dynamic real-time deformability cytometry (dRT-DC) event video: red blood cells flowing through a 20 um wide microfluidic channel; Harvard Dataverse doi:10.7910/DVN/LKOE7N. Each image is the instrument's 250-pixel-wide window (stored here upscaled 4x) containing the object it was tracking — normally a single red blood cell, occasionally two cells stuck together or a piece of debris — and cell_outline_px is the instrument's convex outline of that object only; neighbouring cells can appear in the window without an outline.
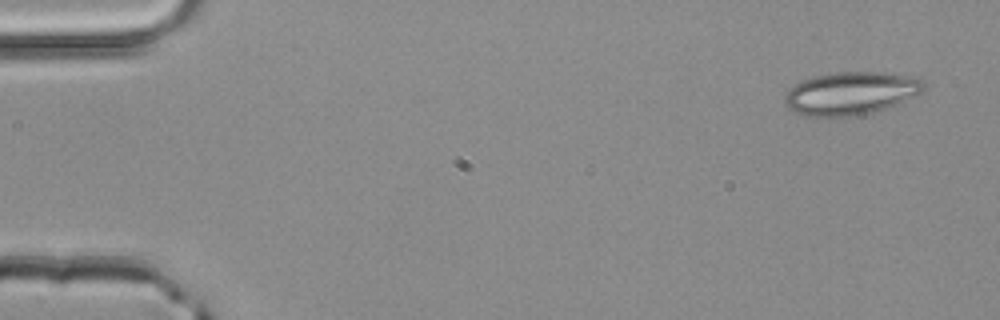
{"species": "common noctule bat (a hibernating species)", "species_latin": "Nyctalus noctula", "temperature_condition": "room temperature", "stored_images_in_passage": 3, "camera_frame_rate_fps": 3000, "um_per_image_px": 0.085, "animal": {"sex": "male", "body_mass_g": 20.4}, "frame": {"image": 1, "passage_image": 1, "time_ms": 0.0, "image_size_px": [1000, 320], "cell_outline_px": [[928, 88], [920, 92], [884, 108], [852, 116], [808, 116], [796, 112], [788, 108], [784, 100], [784, 96], [788, 88], [804, 80], [816, 76], [840, 72], [884, 72], [908, 76], [924, 80]], "centroid_in_image_um": [72.29, 7.91], "position_along_channel_um": 12.7, "area_um2": 34.1}}